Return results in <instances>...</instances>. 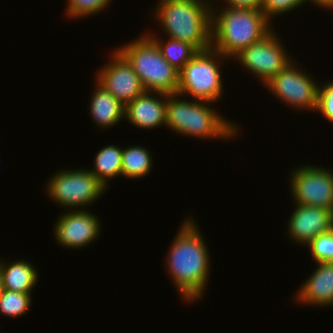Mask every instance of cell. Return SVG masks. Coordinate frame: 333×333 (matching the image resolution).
Wrapping results in <instances>:
<instances>
[{
    "label": "cell",
    "mask_w": 333,
    "mask_h": 333,
    "mask_svg": "<svg viewBox=\"0 0 333 333\" xmlns=\"http://www.w3.org/2000/svg\"><path fill=\"white\" fill-rule=\"evenodd\" d=\"M146 33L154 40L163 58L168 61L175 69L180 71L182 67L198 52L192 45L179 40L167 37L165 39L157 37L156 33ZM165 40V42H164Z\"/></svg>",
    "instance_id": "ffe728a7"
},
{
    "label": "cell",
    "mask_w": 333,
    "mask_h": 333,
    "mask_svg": "<svg viewBox=\"0 0 333 333\" xmlns=\"http://www.w3.org/2000/svg\"><path fill=\"white\" fill-rule=\"evenodd\" d=\"M127 43V44H126ZM116 49L132 65L147 92L176 94L179 71L166 61L154 40L145 32Z\"/></svg>",
    "instance_id": "5b68a950"
},
{
    "label": "cell",
    "mask_w": 333,
    "mask_h": 333,
    "mask_svg": "<svg viewBox=\"0 0 333 333\" xmlns=\"http://www.w3.org/2000/svg\"><path fill=\"white\" fill-rule=\"evenodd\" d=\"M0 273L3 289L20 293H33L39 280V274L34 263L22 258L11 263L0 257Z\"/></svg>",
    "instance_id": "e0dca14e"
},
{
    "label": "cell",
    "mask_w": 333,
    "mask_h": 333,
    "mask_svg": "<svg viewBox=\"0 0 333 333\" xmlns=\"http://www.w3.org/2000/svg\"><path fill=\"white\" fill-rule=\"evenodd\" d=\"M214 4L212 48L228 59L232 60L242 49L260 41L274 29L272 22L260 9L230 8L223 6L224 4Z\"/></svg>",
    "instance_id": "277c9868"
},
{
    "label": "cell",
    "mask_w": 333,
    "mask_h": 333,
    "mask_svg": "<svg viewBox=\"0 0 333 333\" xmlns=\"http://www.w3.org/2000/svg\"><path fill=\"white\" fill-rule=\"evenodd\" d=\"M214 106L211 102L184 99L177 93L166 94L165 127L181 136L202 140L229 141L238 137L241 126L226 119Z\"/></svg>",
    "instance_id": "7a4b0ae2"
},
{
    "label": "cell",
    "mask_w": 333,
    "mask_h": 333,
    "mask_svg": "<svg viewBox=\"0 0 333 333\" xmlns=\"http://www.w3.org/2000/svg\"><path fill=\"white\" fill-rule=\"evenodd\" d=\"M293 206L295 209L288 218L285 232L296 244L307 246L313 238L333 229L332 210L300 204Z\"/></svg>",
    "instance_id": "4fadbf2b"
},
{
    "label": "cell",
    "mask_w": 333,
    "mask_h": 333,
    "mask_svg": "<svg viewBox=\"0 0 333 333\" xmlns=\"http://www.w3.org/2000/svg\"><path fill=\"white\" fill-rule=\"evenodd\" d=\"M59 216L53 225V237L61 247L77 250L100 237V218L89 209L65 210Z\"/></svg>",
    "instance_id": "8fae6325"
},
{
    "label": "cell",
    "mask_w": 333,
    "mask_h": 333,
    "mask_svg": "<svg viewBox=\"0 0 333 333\" xmlns=\"http://www.w3.org/2000/svg\"><path fill=\"white\" fill-rule=\"evenodd\" d=\"M2 291H3V283H2V276L0 273V294L2 293Z\"/></svg>",
    "instance_id": "83f0119b"
},
{
    "label": "cell",
    "mask_w": 333,
    "mask_h": 333,
    "mask_svg": "<svg viewBox=\"0 0 333 333\" xmlns=\"http://www.w3.org/2000/svg\"><path fill=\"white\" fill-rule=\"evenodd\" d=\"M113 50L109 55L111 60L102 65L103 67L100 66L94 80L126 105L143 94L145 90L132 65L116 48Z\"/></svg>",
    "instance_id": "7c38bea8"
},
{
    "label": "cell",
    "mask_w": 333,
    "mask_h": 333,
    "mask_svg": "<svg viewBox=\"0 0 333 333\" xmlns=\"http://www.w3.org/2000/svg\"><path fill=\"white\" fill-rule=\"evenodd\" d=\"M316 112L333 124V81L319 83Z\"/></svg>",
    "instance_id": "d4e9b609"
},
{
    "label": "cell",
    "mask_w": 333,
    "mask_h": 333,
    "mask_svg": "<svg viewBox=\"0 0 333 333\" xmlns=\"http://www.w3.org/2000/svg\"><path fill=\"white\" fill-rule=\"evenodd\" d=\"M107 190L88 169L65 168L52 174L46 183L45 192L49 199L65 211L88 210Z\"/></svg>",
    "instance_id": "52a82bcc"
},
{
    "label": "cell",
    "mask_w": 333,
    "mask_h": 333,
    "mask_svg": "<svg viewBox=\"0 0 333 333\" xmlns=\"http://www.w3.org/2000/svg\"><path fill=\"white\" fill-rule=\"evenodd\" d=\"M32 294L3 289L0 294V314L10 318L27 315L32 305Z\"/></svg>",
    "instance_id": "44dd1931"
},
{
    "label": "cell",
    "mask_w": 333,
    "mask_h": 333,
    "mask_svg": "<svg viewBox=\"0 0 333 333\" xmlns=\"http://www.w3.org/2000/svg\"><path fill=\"white\" fill-rule=\"evenodd\" d=\"M153 20L166 36L189 43L197 51L212 47V4L198 0H158Z\"/></svg>",
    "instance_id": "3957f363"
},
{
    "label": "cell",
    "mask_w": 333,
    "mask_h": 333,
    "mask_svg": "<svg viewBox=\"0 0 333 333\" xmlns=\"http://www.w3.org/2000/svg\"><path fill=\"white\" fill-rule=\"evenodd\" d=\"M95 86L90 96L89 113L96 127L111 128L124 120L125 105L117 100L95 80Z\"/></svg>",
    "instance_id": "2e32d148"
},
{
    "label": "cell",
    "mask_w": 333,
    "mask_h": 333,
    "mask_svg": "<svg viewBox=\"0 0 333 333\" xmlns=\"http://www.w3.org/2000/svg\"><path fill=\"white\" fill-rule=\"evenodd\" d=\"M315 266L317 268L296 290L293 300L299 305L329 308L333 306V262H318Z\"/></svg>",
    "instance_id": "9a60e30c"
},
{
    "label": "cell",
    "mask_w": 333,
    "mask_h": 333,
    "mask_svg": "<svg viewBox=\"0 0 333 333\" xmlns=\"http://www.w3.org/2000/svg\"><path fill=\"white\" fill-rule=\"evenodd\" d=\"M274 30L275 28L260 41L242 49L232 58L263 85L294 60L282 43L281 36L279 37Z\"/></svg>",
    "instance_id": "9c48e42d"
},
{
    "label": "cell",
    "mask_w": 333,
    "mask_h": 333,
    "mask_svg": "<svg viewBox=\"0 0 333 333\" xmlns=\"http://www.w3.org/2000/svg\"><path fill=\"white\" fill-rule=\"evenodd\" d=\"M182 221L165 255V269L182 301L194 303L206 293L212 262L208 242L194 217Z\"/></svg>",
    "instance_id": "6da1fadb"
},
{
    "label": "cell",
    "mask_w": 333,
    "mask_h": 333,
    "mask_svg": "<svg viewBox=\"0 0 333 333\" xmlns=\"http://www.w3.org/2000/svg\"><path fill=\"white\" fill-rule=\"evenodd\" d=\"M124 118L128 123L141 129L165 127L166 94L145 91L125 105Z\"/></svg>",
    "instance_id": "5bb4252c"
},
{
    "label": "cell",
    "mask_w": 333,
    "mask_h": 333,
    "mask_svg": "<svg viewBox=\"0 0 333 333\" xmlns=\"http://www.w3.org/2000/svg\"><path fill=\"white\" fill-rule=\"evenodd\" d=\"M306 3L309 1L310 3L314 4L317 8L325 9H331L333 10V0H305Z\"/></svg>",
    "instance_id": "4316f807"
},
{
    "label": "cell",
    "mask_w": 333,
    "mask_h": 333,
    "mask_svg": "<svg viewBox=\"0 0 333 333\" xmlns=\"http://www.w3.org/2000/svg\"><path fill=\"white\" fill-rule=\"evenodd\" d=\"M262 2L263 0H223L227 7L244 9H261Z\"/></svg>",
    "instance_id": "484cf974"
},
{
    "label": "cell",
    "mask_w": 333,
    "mask_h": 333,
    "mask_svg": "<svg viewBox=\"0 0 333 333\" xmlns=\"http://www.w3.org/2000/svg\"><path fill=\"white\" fill-rule=\"evenodd\" d=\"M229 60L212 47L198 51L179 71L177 94L217 103L224 94L221 67Z\"/></svg>",
    "instance_id": "8992f818"
},
{
    "label": "cell",
    "mask_w": 333,
    "mask_h": 333,
    "mask_svg": "<svg viewBox=\"0 0 333 333\" xmlns=\"http://www.w3.org/2000/svg\"><path fill=\"white\" fill-rule=\"evenodd\" d=\"M198 1H204V2H207V3H210V4H213L215 1H212V0H198Z\"/></svg>",
    "instance_id": "f1b7e54d"
},
{
    "label": "cell",
    "mask_w": 333,
    "mask_h": 333,
    "mask_svg": "<svg viewBox=\"0 0 333 333\" xmlns=\"http://www.w3.org/2000/svg\"><path fill=\"white\" fill-rule=\"evenodd\" d=\"M300 165L290 171L289 190L294 204L333 211V171L322 165Z\"/></svg>",
    "instance_id": "30bf717a"
},
{
    "label": "cell",
    "mask_w": 333,
    "mask_h": 333,
    "mask_svg": "<svg viewBox=\"0 0 333 333\" xmlns=\"http://www.w3.org/2000/svg\"><path fill=\"white\" fill-rule=\"evenodd\" d=\"M150 150L136 144L122 148L121 176L126 179H140L148 176L153 169Z\"/></svg>",
    "instance_id": "ac0fdd59"
},
{
    "label": "cell",
    "mask_w": 333,
    "mask_h": 333,
    "mask_svg": "<svg viewBox=\"0 0 333 333\" xmlns=\"http://www.w3.org/2000/svg\"><path fill=\"white\" fill-rule=\"evenodd\" d=\"M122 148L117 145L102 147L94 159V168L88 169L107 188L110 180L121 176ZM109 182V183H108Z\"/></svg>",
    "instance_id": "d6986e66"
},
{
    "label": "cell",
    "mask_w": 333,
    "mask_h": 333,
    "mask_svg": "<svg viewBox=\"0 0 333 333\" xmlns=\"http://www.w3.org/2000/svg\"><path fill=\"white\" fill-rule=\"evenodd\" d=\"M305 3V0H263L260 10L272 22L275 16L291 13Z\"/></svg>",
    "instance_id": "cb8c5ba5"
},
{
    "label": "cell",
    "mask_w": 333,
    "mask_h": 333,
    "mask_svg": "<svg viewBox=\"0 0 333 333\" xmlns=\"http://www.w3.org/2000/svg\"><path fill=\"white\" fill-rule=\"evenodd\" d=\"M292 60L264 86L272 95L292 109L316 111L319 83L312 74Z\"/></svg>",
    "instance_id": "ba28073f"
},
{
    "label": "cell",
    "mask_w": 333,
    "mask_h": 333,
    "mask_svg": "<svg viewBox=\"0 0 333 333\" xmlns=\"http://www.w3.org/2000/svg\"><path fill=\"white\" fill-rule=\"evenodd\" d=\"M306 247L314 263L333 262V229L313 238Z\"/></svg>",
    "instance_id": "603a6c76"
},
{
    "label": "cell",
    "mask_w": 333,
    "mask_h": 333,
    "mask_svg": "<svg viewBox=\"0 0 333 333\" xmlns=\"http://www.w3.org/2000/svg\"><path fill=\"white\" fill-rule=\"evenodd\" d=\"M65 13L69 19H83L101 13L111 4L112 0H68Z\"/></svg>",
    "instance_id": "7402d4cb"
}]
</instances>
